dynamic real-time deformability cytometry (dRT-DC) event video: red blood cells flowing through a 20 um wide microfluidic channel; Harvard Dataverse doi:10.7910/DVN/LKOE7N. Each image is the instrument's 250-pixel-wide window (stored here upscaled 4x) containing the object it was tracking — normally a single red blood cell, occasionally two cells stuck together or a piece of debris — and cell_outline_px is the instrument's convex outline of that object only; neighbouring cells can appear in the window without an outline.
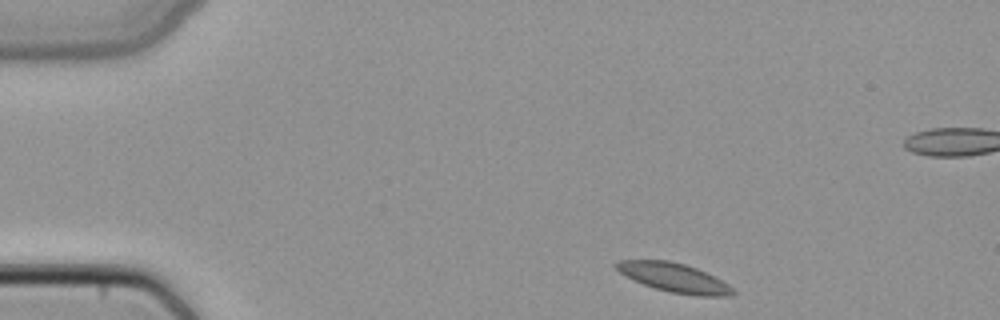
{"species": "common noctule bat (a hibernating species)", "species_latin": "Nyctalus noctula", "temperature_condition": "cold", "stored_images_in_passage": 3, "camera_frame_rate_fps": 3000, "um_per_image_px": 0.085, "animal": {"sex": "female", "body_mass_g": 22.7, "forearm_length_mm": 54.2}, "frame": {"image": 1, "passage_image": 1, "time_ms": 0.0, "image_size_px": [1000, 320], "cell_outline_px": [[736, 292], [732, 296], [696, 296], [668, 292], [644, 284], [624, 276], [612, 264], [616, 260], [668, 260], [684, 264], [696, 268], [728, 284]], "centroid_in_image_um": [57.26, 23.6], "position_along_channel_um": 27.7, "area_um2": 19.71}}